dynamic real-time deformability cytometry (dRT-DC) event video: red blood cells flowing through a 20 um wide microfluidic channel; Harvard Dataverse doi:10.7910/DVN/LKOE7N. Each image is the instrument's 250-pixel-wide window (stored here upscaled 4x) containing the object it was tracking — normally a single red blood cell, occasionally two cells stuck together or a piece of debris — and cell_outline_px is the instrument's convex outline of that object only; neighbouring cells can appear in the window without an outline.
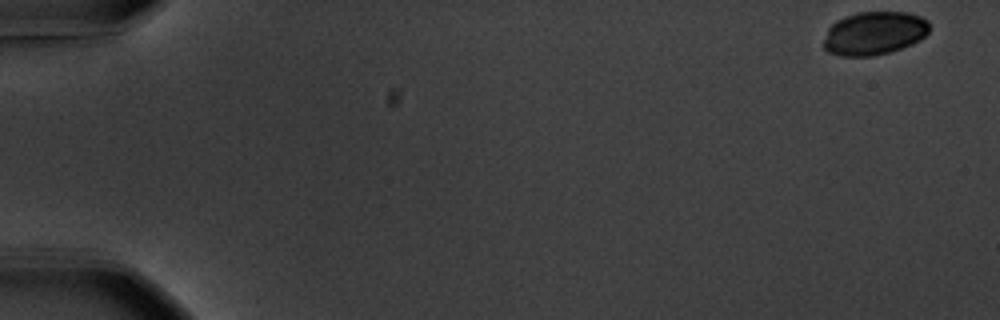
{"species": "common noctule bat (a hibernating species)", "species_latin": "Nyctalus noctula", "temperature_condition": "warm", "stored_images_in_passage": 55, "camera_frame_rate_fps": 3000, "um_per_image_px": 0.085, "animal": {"sex": "male", "body_mass_g": 20.1, "forearm_length_mm": 53.5}, "frame": {"image": 1, "passage_image": 1, "time_ms": 0.0, "image_size_px": [1000, 320], "cell_outline_px": [[928, 32], [920, 40], [912, 44], [888, 52], [872, 56], [840, 56], [828, 52], [824, 48], [824, 40], [828, 28], [836, 20], [844, 16], [860, 12], [908, 12], [920, 16], [928, 20]], "centroid_in_image_um": [74.3, 2.82], "position_along_channel_um": 10.7, "area_um2": 26.7}}
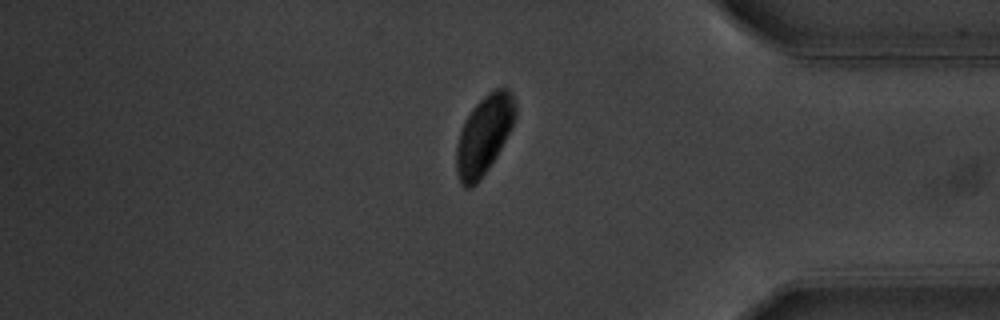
{"frame": {"image": 2, "passage_image": 47, "time_ms": 15.333, "image_size_px": [1000, 320], "cell_outline_px": [[516, 116], [496, 156], [480, 180], [472, 188], [464, 188], [460, 184], [456, 172], [456, 148], [460, 132], [464, 120], [472, 108], [488, 92], [496, 88], [508, 88], [512, 92], [516, 104]], "centroid_in_image_um": [41.12, 11.47], "position_along_channel_um": 394.1, "area_um2": 26.99}}
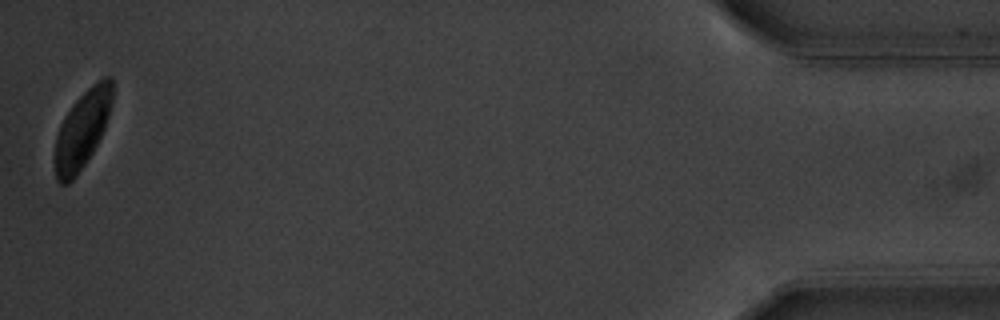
{"frame": {"image": 3, "passage_image": 55, "time_ms": 18.0, "image_size_px": [1000, 320], "cell_outline_px": [[112, 100], [108, 116], [104, 128], [92, 152], [76, 176], [68, 184], [60, 184], [56, 180], [56, 136], [60, 124], [64, 116], [72, 104], [92, 84], [104, 76], [112, 76]], "centroid_in_image_um": [6.99, 10.98], "position_along_channel_um": 428.2, "area_um2": 25.55}, "authors_computed_cell_mechanics": {"area_um2": 28.611, "velocity_mm_per_s": 3.6346, "shape_relaxation_time_tau1_ms": 2.0074, "shape_relaxation_time_tau2_ms": null, "deformation_change_tau1": 0.0821, "deformation_change_tau2": null}}